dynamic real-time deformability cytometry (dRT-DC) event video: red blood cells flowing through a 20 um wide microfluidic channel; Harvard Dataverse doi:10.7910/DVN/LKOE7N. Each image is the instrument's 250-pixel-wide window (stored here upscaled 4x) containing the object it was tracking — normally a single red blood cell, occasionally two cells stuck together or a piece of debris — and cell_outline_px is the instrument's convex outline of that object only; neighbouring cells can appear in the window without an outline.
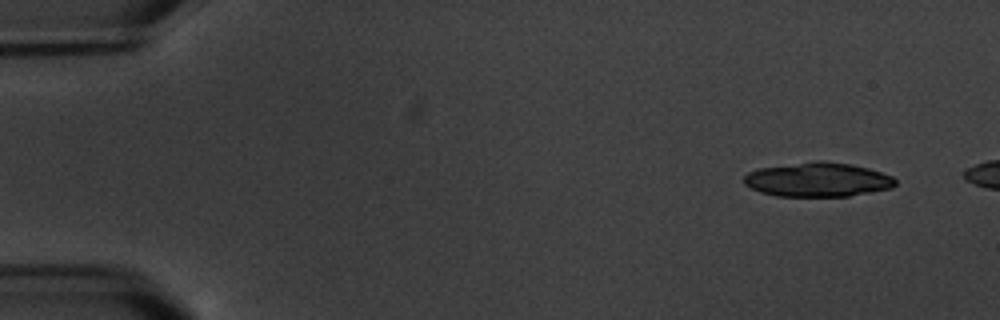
{"species": "common noctule bat (a hibernating species)", "species_latin": "Nyctalus noctula", "temperature_condition": "warm", "stored_images_in_passage": 2, "camera_frame_rate_fps": 3000, "um_per_image_px": 0.085, "animal": {"sex": "male", "body_mass_g": 20.1, "forearm_length_mm": 53.5}, "frame": {"image": 1, "passage_image": 1, "time_ms": 0.0, "image_size_px": [1000, 320], "cell_outline_px": [[896, 184], [892, 188], [848, 196], [776, 196], [760, 192], [744, 184], [744, 176], [748, 172], [756, 168], [816, 160], [820, 160], [852, 164], [868, 168], [892, 176], [896, 180]], "centroid_in_image_um": [69.49, 15.26], "position_along_channel_um": 15.5, "area_um2": 30.35}}